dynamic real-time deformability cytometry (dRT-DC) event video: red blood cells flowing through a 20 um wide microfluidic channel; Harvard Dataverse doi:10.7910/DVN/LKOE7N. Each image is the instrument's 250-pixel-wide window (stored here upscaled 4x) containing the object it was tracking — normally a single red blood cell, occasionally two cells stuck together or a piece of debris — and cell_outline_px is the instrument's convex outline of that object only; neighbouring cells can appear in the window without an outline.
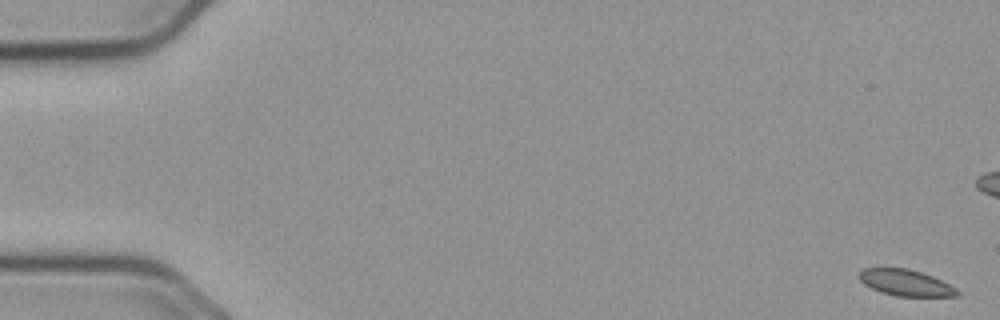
{"species": "common noctule bat (a hibernating species)", "species_latin": "Nyctalus noctula", "temperature_condition": "cold", "stored_images_in_passage": 58, "camera_frame_rate_fps": 3000, "um_per_image_px": 0.085, "animal": {"sex": "male", "body_mass_g": 23.1, "forearm_length_mm": 52.7}, "frame": {"image": 1, "passage_image": 1, "time_ms": 0.0, "image_size_px": [1000, 320], "cell_outline_px": [[960, 296], [896, 296], [880, 292], [864, 284], [860, 280], [860, 272], [864, 268], [908, 268], [932, 276], [956, 288], [960, 292]], "centroid_in_image_um": [76.99, 24.04], "position_along_channel_um": 8.0, "area_um2": 14.85}}
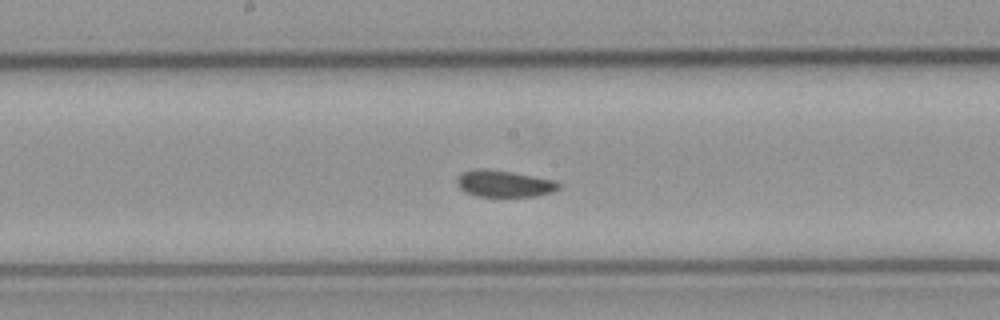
{"frame": {"image": 2, "passage_image": 30, "time_ms": 9.667, "image_size_px": [1000, 320], "cell_outline_px": [[560, 188], [552, 192], [536, 196], [476, 196], [464, 192], [456, 184], [456, 176], [460, 172], [480, 168], [484, 168], [512, 172], [556, 180], [560, 184]], "centroid_in_image_um": [42.81, 15.6], "position_along_channel_um": 205.4, "area_um2": 16.01}}
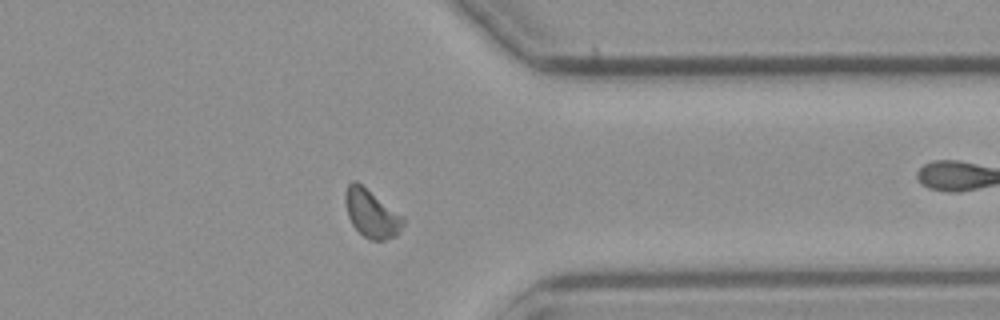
{"frame": {"image": 3, "passage_image": 45, "time_ms": 14.667, "image_size_px": [1000, 320], "cell_outline_px": [[404, 224], [400, 232], [396, 236], [384, 240], [372, 240], [364, 236], [352, 224], [348, 216], [344, 200], [344, 192], [348, 184], [352, 180], [356, 180], [404, 216]], "centroid_in_image_um": [31.58, 18.13], "position_along_channel_um": 379.8, "area_um2": 16.3}, "authors_computed_cell_mechanics": {"area_um2": 15.9239, "velocity_mm_per_s": 3.6375, "shape_relaxation_time_tau1_ms": null, "shape_relaxation_time_tau2_ms": 2.4806, "deformation_change_tau1": null, "deformation_change_tau2": 0.0406}}